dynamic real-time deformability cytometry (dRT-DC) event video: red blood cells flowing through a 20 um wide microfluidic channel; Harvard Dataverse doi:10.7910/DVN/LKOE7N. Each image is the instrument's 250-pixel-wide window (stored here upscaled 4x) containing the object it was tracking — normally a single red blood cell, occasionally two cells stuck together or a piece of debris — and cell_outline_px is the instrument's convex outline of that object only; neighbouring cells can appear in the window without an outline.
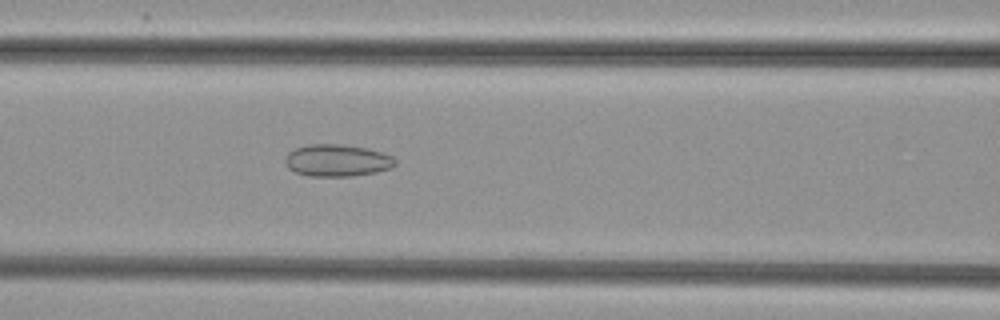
{"species": "common noctule bat (a hibernating species)", "species_latin": "Nyctalus noctula", "temperature_condition": "cold", "stored_images_in_passage": 35, "camera_frame_rate_fps": 3000, "um_per_image_px": 0.085, "animal": {"sex": "female", "body_mass_g": 29.2, "forearm_length_mm": 56.3}, "frame": {"image": 1, "passage_image": 10, "time_ms": 3.0, "image_size_px": [1000, 320], "cell_outline_px": [[396, 164], [392, 168], [376, 172], [352, 176], [308, 176], [296, 172], [288, 168], [284, 160], [284, 156], [288, 152], [296, 148], [308, 144], [340, 144], [368, 148], [392, 156], [396, 160]], "centroid_in_image_um": [28.64, 13.63], "position_along_channel_um": 138.0, "area_um2": 20.69}}
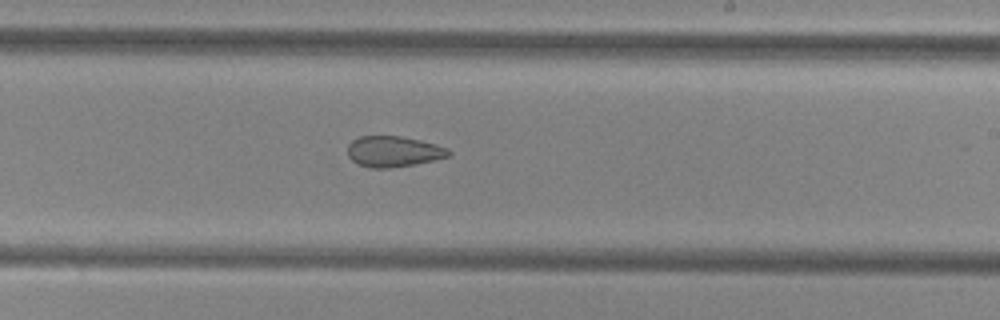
{"frame": {"image": 2, "passage_image": 19, "time_ms": 6.0, "image_size_px": [1000, 320], "cell_outline_px": [[452, 152], [448, 156], [416, 164], [388, 168], [368, 168], [356, 164], [348, 156], [348, 144], [352, 140], [360, 136], [400, 136], [420, 140], [448, 148]], "centroid_in_image_um": [33.41, 12.88], "position_along_channel_um": 255.6, "area_um2": 18.15}}
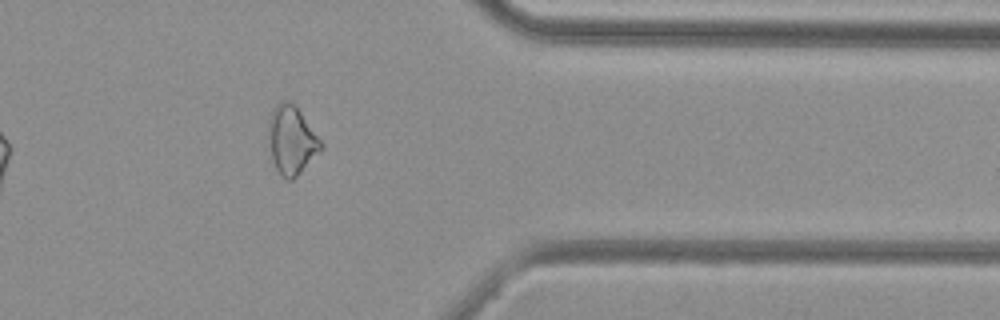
{"frame": {"image": 3, "passage_image": 30, "time_ms": 9.667, "image_size_px": [1000, 320], "cell_outline_px": [[324, 148], [292, 180], [288, 180], [276, 168], [272, 160], [268, 132], [268, 120], [272, 108], [280, 100], [288, 100], [300, 112], [324, 144]], "centroid_in_image_um": [24.78, 11.88], "position_along_channel_um": 386.6, "area_um2": 20.69}}